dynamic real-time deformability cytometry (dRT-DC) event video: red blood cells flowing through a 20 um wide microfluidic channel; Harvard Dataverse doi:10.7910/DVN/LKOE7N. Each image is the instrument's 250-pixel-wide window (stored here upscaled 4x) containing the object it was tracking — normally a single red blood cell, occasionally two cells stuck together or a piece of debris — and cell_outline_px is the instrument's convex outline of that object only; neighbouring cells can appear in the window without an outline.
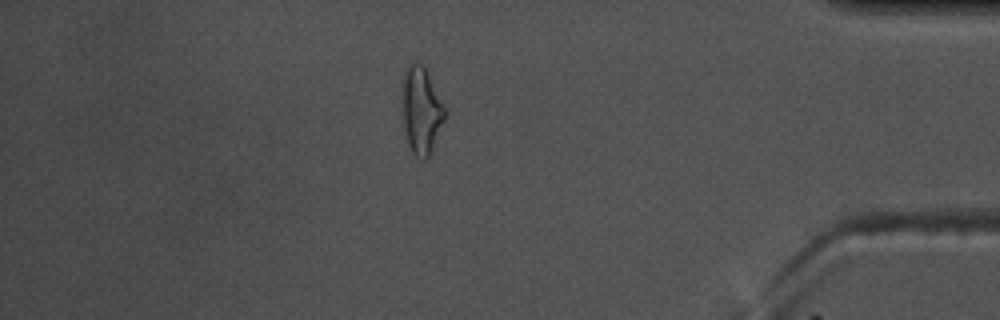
{"species": "common noctule bat (a hibernating species)", "species_latin": "Nyctalus noctula", "temperature_condition": "warm", "stored_images_in_passage": 57, "camera_frame_rate_fps": 3000, "um_per_image_px": 0.085, "animal": {"sex": "male", "body_mass_g": 17.5, "forearm_length_mm": 52.3}, "frame": {"image": 1, "passage_image": 49, "time_ms": 16.0, "image_size_px": [1000, 320], "cell_outline_px": [[444, 120], [428, 160], [424, 160], [416, 156], [412, 152], [408, 144], [404, 128], [400, 80], [408, 64], [412, 60], [416, 60], [424, 68], [444, 108]], "centroid_in_image_um": [35.74, 9.38], "position_along_channel_um": 399.5, "area_um2": 21.5}, "authors_computed_cell_mechanics": {"area_um2": 19.3052, "velocity_mm_per_s": 3.639, "shape_relaxation_time_tau1_ms": 8.8405, "shape_relaxation_time_tau2_ms": 3.583, "deformation_change_tau1": 0.2269, "deformation_change_tau2": 0.1251}}